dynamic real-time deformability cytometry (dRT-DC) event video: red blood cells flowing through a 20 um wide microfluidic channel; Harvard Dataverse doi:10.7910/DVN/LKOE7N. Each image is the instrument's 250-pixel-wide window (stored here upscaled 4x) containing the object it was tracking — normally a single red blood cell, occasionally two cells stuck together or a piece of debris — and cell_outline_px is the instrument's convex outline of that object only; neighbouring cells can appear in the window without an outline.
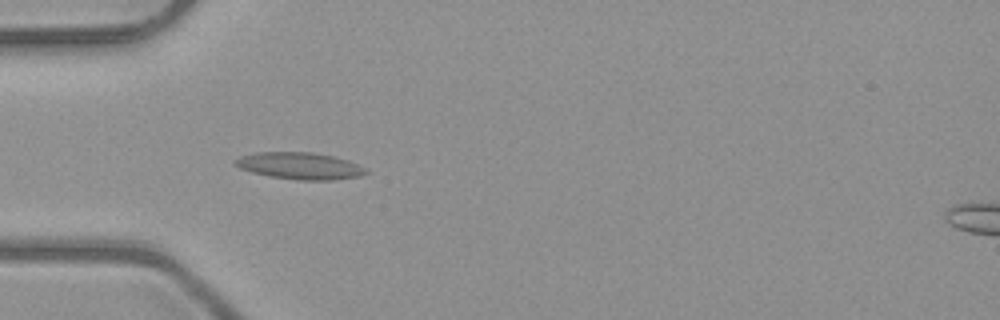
{"species": "common noctule bat (a hibernating species)", "species_latin": "Nyctalus noctula", "temperature_condition": "room temperature", "stored_images_in_passage": 32, "camera_frame_rate_fps": 3000, "um_per_image_px": 0.085, "animal": {"sex": "male", "body_mass_g": 23.1, "forearm_length_mm": 52.7}, "frame": {"image": 1, "passage_image": 4, "time_ms": 1.0, "image_size_px": [1000, 320], "cell_outline_px": [[368, 172], [360, 176], [332, 180], [300, 180], [268, 176], [252, 172], [240, 168], [232, 160], [240, 156], [256, 152], [312, 152], [332, 156], [348, 160], [364, 168]], "centroid_in_image_um": [25.45, 14.09], "position_along_channel_um": 59.5, "area_um2": 20.35}}
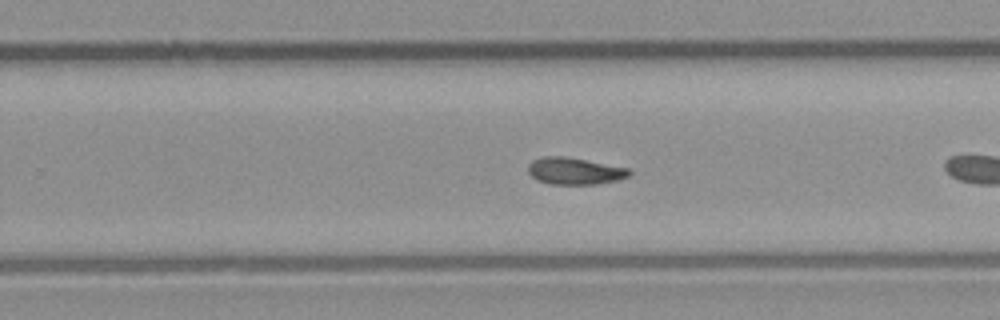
{"frame": {"image": 2, "passage_image": 18, "time_ms": 5.667, "image_size_px": [1000, 320], "cell_outline_px": [[632, 172], [628, 176], [616, 180], [596, 184], [548, 184], [536, 180], [528, 172], [528, 164], [532, 160], [544, 156], [564, 156], [628, 168]], "centroid_in_image_um": [48.8, 14.54], "position_along_channel_um": 281.0, "area_um2": 15.78}}
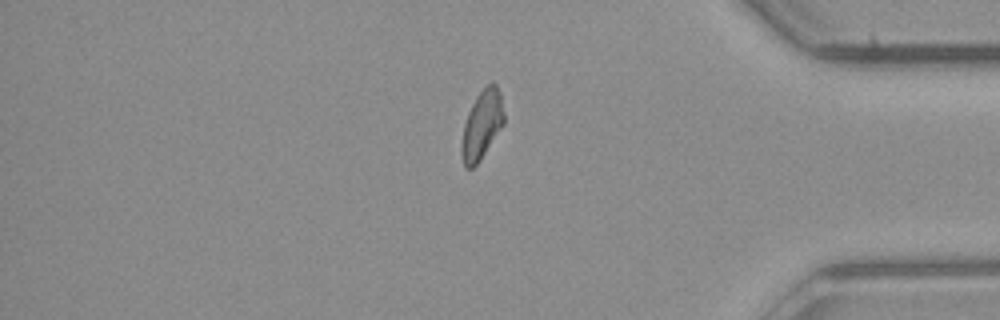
{"frame": {"image": 3, "passage_image": 28, "time_ms": 9.0, "image_size_px": [1000, 320], "cell_outline_px": [[504, 124], [480, 160], [472, 168], [468, 168], [464, 164], [460, 152], [460, 144], [464, 124], [468, 112], [476, 96], [492, 80], [496, 84], [500, 92], [504, 112]], "centroid_in_image_um": [40.96, 10.6], "position_along_channel_um": 394.2, "area_um2": 16.99}, "authors_computed_cell_mechanics": {"area_um2": 16.8776, "velocity_mm_per_s": 4.042, "shape_relaxation_time_tau1_ms": 5.9419, "shape_relaxation_time_tau2_ms": null, "deformation_change_tau1": 0.1726, "deformation_change_tau2": null}}